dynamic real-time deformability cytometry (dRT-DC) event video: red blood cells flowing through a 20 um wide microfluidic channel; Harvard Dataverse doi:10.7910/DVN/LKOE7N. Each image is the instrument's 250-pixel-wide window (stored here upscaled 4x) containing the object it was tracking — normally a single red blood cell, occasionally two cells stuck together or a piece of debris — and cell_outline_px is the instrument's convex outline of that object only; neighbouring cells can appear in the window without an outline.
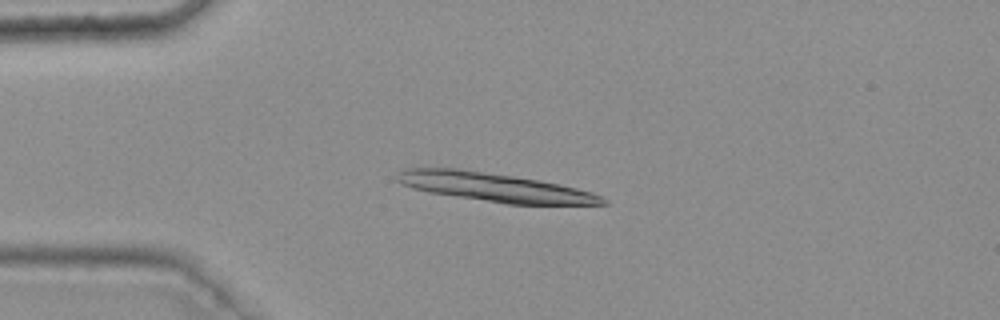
{"species": "common noctule bat (a hibernating species)", "species_latin": "Nyctalus noctula", "temperature_condition": "warm", "stored_images_in_passage": 9, "camera_frame_rate_fps": 3000, "um_per_image_px": 0.085, "animal": {"sex": "female", "body_mass_g": 25.1}, "frame": {"image": 1, "passage_image": 1, "time_ms": 0.0, "image_size_px": [1000, 320], "cell_outline_px": [[608, 204], [508, 204], [428, 192], [412, 188], [400, 184], [392, 176], [396, 172], [404, 168], [460, 168], [540, 180], [560, 184], [592, 192], [604, 196], [608, 200]], "centroid_in_image_um": [41.99, 15.9], "position_along_channel_um": 43.0, "area_um2": 34.62}}